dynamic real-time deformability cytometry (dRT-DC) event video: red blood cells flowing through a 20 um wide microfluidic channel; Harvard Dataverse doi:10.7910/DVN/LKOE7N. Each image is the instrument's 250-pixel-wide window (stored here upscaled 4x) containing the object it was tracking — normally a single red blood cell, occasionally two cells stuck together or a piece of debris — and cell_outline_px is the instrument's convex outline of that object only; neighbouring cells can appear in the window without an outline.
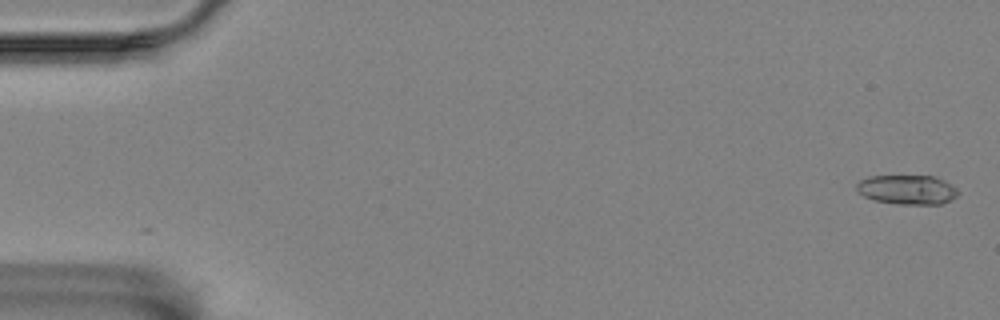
{"species": "Egyptian fruit bat (a non-hibernating species)", "species_latin": "Rousettus aegyptiacus", "temperature_condition": "room temperature", "stored_images_in_passage": 60, "camera_frame_rate_fps": 3000, "um_per_image_px": 0.085, "animal": {"sex": "female"}, "frame": {"image": 1, "passage_image": 2, "time_ms": 0.333, "image_size_px": [1000, 320], "cell_outline_px": [[960, 192], [956, 196], [940, 204], [896, 204], [876, 200], [864, 196], [856, 188], [856, 184], [860, 180], [868, 176], [932, 176], [944, 180], [952, 184]], "centroid_in_image_um": [77.12, 16.11], "position_along_channel_um": 7.9, "area_um2": 17.28}}
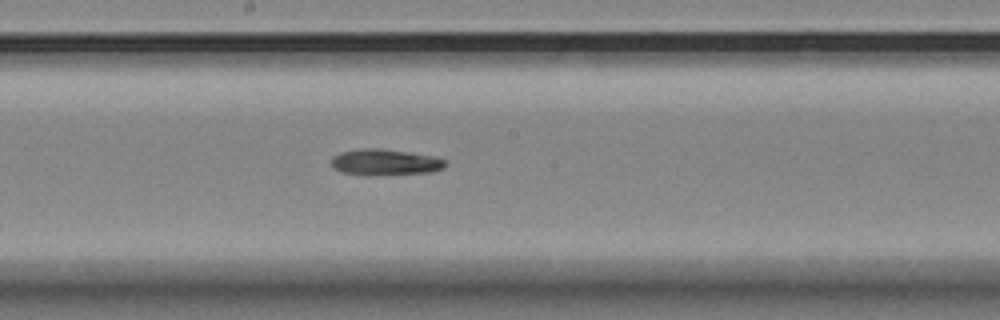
{"frame": {"image": 2, "passage_image": 32, "time_ms": 10.333, "image_size_px": [1000, 320], "cell_outline_px": [[448, 164], [444, 168], [432, 172], [368, 176], [344, 172], [332, 168], [332, 156], [340, 152], [360, 148], [380, 148], [436, 156], [448, 160]], "centroid_in_image_um": [32.77, 13.79], "position_along_channel_um": 215.4, "area_um2": 17.74}}
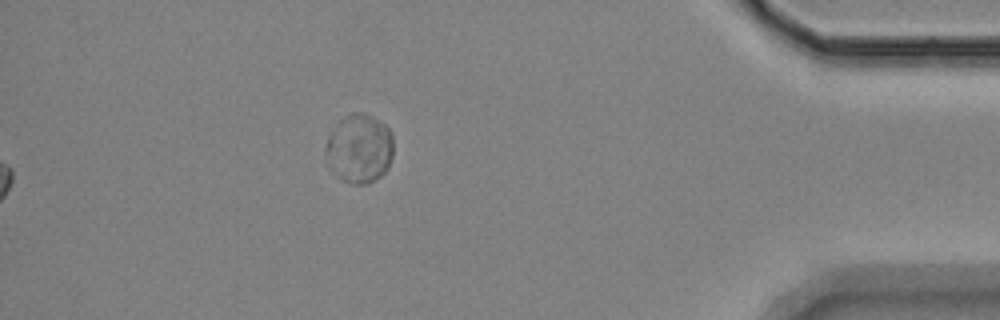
{"frame": {"image": 3, "passage_image": 60, "time_ms": 19.667, "image_size_px": [1000, 320], "cell_outline_px": [[392, 156], [388, 168], [376, 180], [368, 184], [356, 184], [340, 180], [324, 152], [324, 148], [328, 136], [340, 120], [344, 116], [352, 112], [364, 112], [372, 116], [384, 124], [392, 132]], "centroid_in_image_um": [30.56, 12.61], "position_along_channel_um": 404.6, "area_um2": 27.17}, "authors_computed_cell_mechanics": {"area_um2": 17.1088, "velocity_mm_per_s": 3.4631, "shape_relaxation_time_tau1_ms": null, "shape_relaxation_time_tau2_ms": 4.5936, "deformation_change_tau1": null, "deformation_change_tau2": 0.1121}}